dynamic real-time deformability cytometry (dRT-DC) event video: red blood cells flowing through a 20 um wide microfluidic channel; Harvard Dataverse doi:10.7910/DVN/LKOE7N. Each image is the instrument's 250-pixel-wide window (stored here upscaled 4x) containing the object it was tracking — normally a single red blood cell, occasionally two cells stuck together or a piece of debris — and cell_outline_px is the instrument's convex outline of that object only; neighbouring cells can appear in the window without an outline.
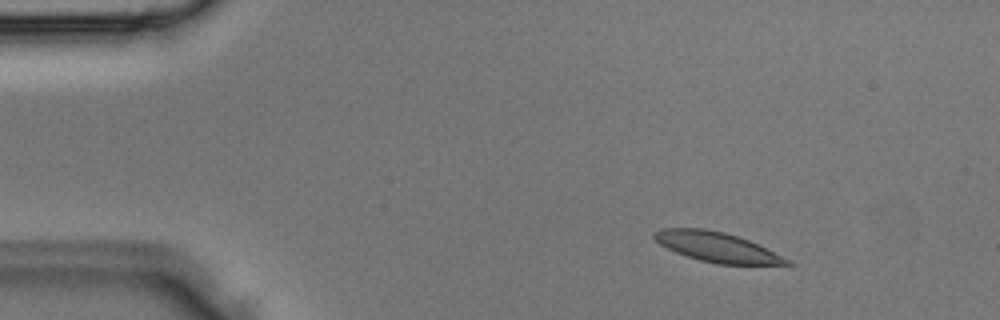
{"species": "Egyptian fruit bat (a non-hibernating species)", "species_latin": "Rousettus aegyptiacus", "temperature_condition": "room temperature", "stored_images_in_passage": 2, "camera_frame_rate_fps": 3000, "um_per_image_px": 0.085, "animal": {"sex": "male"}, "frame": {"image": 1, "passage_image": 1, "time_ms": 0.0, "image_size_px": [1000, 320], "cell_outline_px": [[796, 264], [716, 264], [700, 260], [676, 252], [660, 244], [652, 236], [652, 232], [660, 228], [704, 228], [724, 232], [748, 240], [792, 260]], "centroid_in_image_um": [60.92, 20.99], "position_along_channel_um": 24.1, "area_um2": 22.83}}